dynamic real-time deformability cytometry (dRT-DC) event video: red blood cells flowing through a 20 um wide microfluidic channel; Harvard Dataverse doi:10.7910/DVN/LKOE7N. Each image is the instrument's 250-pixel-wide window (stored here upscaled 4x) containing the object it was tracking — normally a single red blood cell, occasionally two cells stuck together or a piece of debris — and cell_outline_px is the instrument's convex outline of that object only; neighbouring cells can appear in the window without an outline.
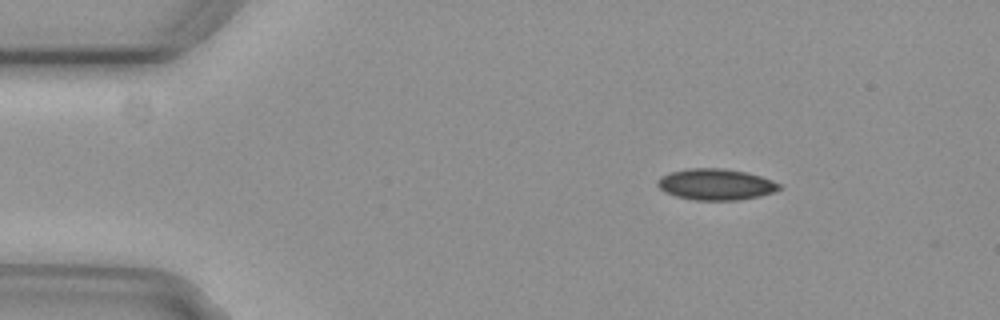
{"species": "common noctule bat (a hibernating species)", "species_latin": "Nyctalus noctula", "temperature_condition": "cold", "stored_images_in_passage": 3, "camera_frame_rate_fps": 3000, "um_per_image_px": 0.085, "animal": {"sex": "female", "body_mass_g": 29.2, "forearm_length_mm": 56.3}, "frame": {"image": 1, "passage_image": 1, "time_ms": 0.0, "image_size_px": [1000, 320], "cell_outline_px": [[780, 188], [772, 192], [760, 196], [740, 200], [696, 200], [676, 196], [664, 192], [656, 184], [656, 180], [660, 176], [672, 172], [688, 168], [720, 168], [744, 172], [760, 176], [772, 180], [780, 184]], "centroid_in_image_um": [60.8, 15.67], "position_along_channel_um": 24.2, "area_um2": 22.02}}